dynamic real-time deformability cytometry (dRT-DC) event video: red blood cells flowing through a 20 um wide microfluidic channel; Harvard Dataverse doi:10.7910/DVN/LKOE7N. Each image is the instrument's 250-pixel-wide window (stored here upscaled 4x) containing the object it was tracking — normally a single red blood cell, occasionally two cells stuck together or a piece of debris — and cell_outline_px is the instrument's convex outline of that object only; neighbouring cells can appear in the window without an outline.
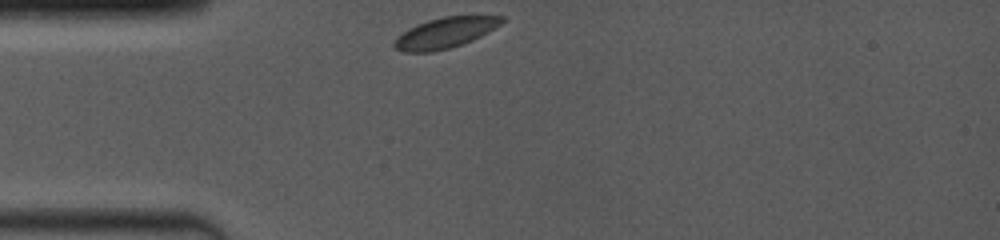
{"species": "common noctule bat (a hibernating species)", "species_latin": "Nyctalus noctula", "temperature_condition": "room temperature", "stored_images_in_passage": 40, "camera_frame_rate_fps": 4000, "um_per_image_px": 0.085, "animal": {"sex": "female", "body_mass_g": 19.0, "forearm_length_mm": 53.3}, "frame": {"image": 1, "passage_image": 1, "time_ms": 0.0, "image_size_px": [1000, 240], "cell_outline_px": [[504, 20], [500, 24], [488, 32], [472, 40], [448, 48], [432, 52], [404, 52], [396, 48], [392, 44], [396, 36], [408, 28], [416, 24], [428, 20], [444, 16], [504, 16]], "centroid_in_image_um": [37.78, 2.78], "position_along_channel_um": 47.2, "area_um2": 19.02}}
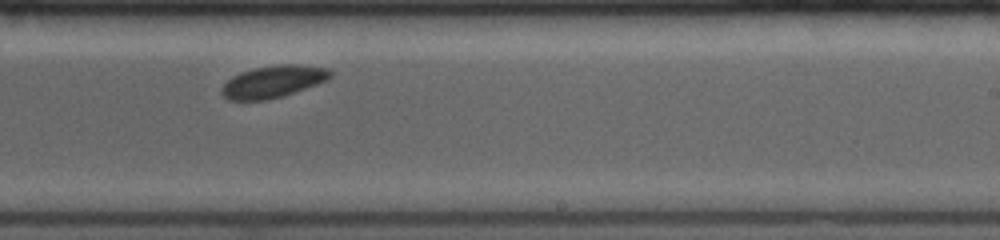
{"frame": {"image": 2, "passage_image": 21, "time_ms": 6.0, "image_size_px": [1000, 240], "cell_outline_px": [[332, 76], [328, 80], [284, 96], [268, 100], [228, 100], [220, 92], [224, 84], [232, 76], [240, 72], [252, 68], [280, 64], [296, 64], [328, 68], [332, 72]], "centroid_in_image_um": [23.22, 6.93], "position_along_channel_um": 265.8, "area_um2": 20.46}}
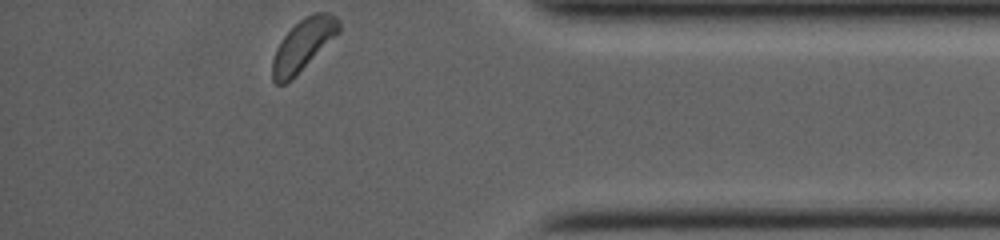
{"frame": {"image": 3, "passage_image": 39, "time_ms": 10.0, "image_size_px": [1000, 240], "cell_outline_px": [[340, 32], [292, 80], [284, 84], [276, 84], [272, 80], [272, 60], [276, 48], [284, 36], [304, 16], [312, 12], [328, 12], [336, 16], [340, 20]], "centroid_in_image_um": [25.78, 3.82], "position_along_channel_um": 409.4, "area_um2": 20.11}}